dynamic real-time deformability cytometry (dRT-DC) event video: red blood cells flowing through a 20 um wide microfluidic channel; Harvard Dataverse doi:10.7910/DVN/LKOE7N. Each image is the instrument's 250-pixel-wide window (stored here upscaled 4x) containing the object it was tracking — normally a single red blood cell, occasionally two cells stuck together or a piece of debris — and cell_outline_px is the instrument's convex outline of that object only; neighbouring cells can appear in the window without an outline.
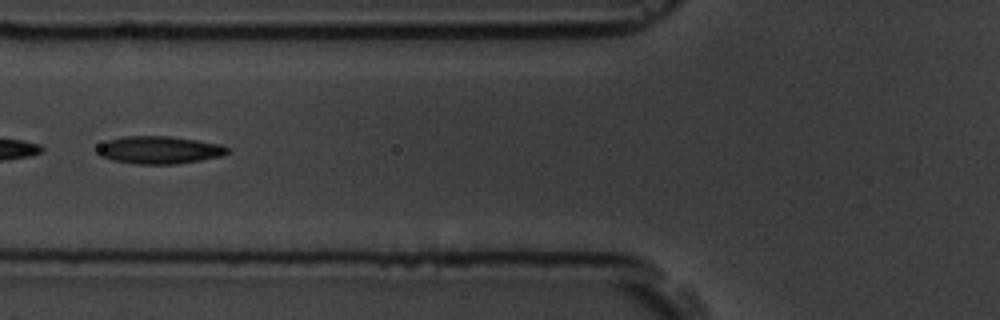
{"species": "common noctule bat (a hibernating species)", "species_latin": "Nyctalus noctula", "temperature_condition": "room temperature", "stored_images_in_passage": 8, "camera_frame_rate_fps": 3000, "um_per_image_px": 0.085, "animal": {"sex": "male", "body_mass_g": 19.5, "forearm_length_mm": 54.6}, "frame": {"image": 1, "passage_image": 3, "time_ms": 2.333, "image_size_px": [1000, 320], "cell_outline_px": [[228, 152], [224, 156], [176, 164], [136, 164], [112, 160], [100, 156], [96, 152], [96, 148], [100, 144], [108, 140], [124, 136], [168, 136], [196, 140], [220, 144], [228, 148]], "centroid_in_image_um": [13.51, 12.75], "position_along_channel_um": 112.3, "area_um2": 20.98}}
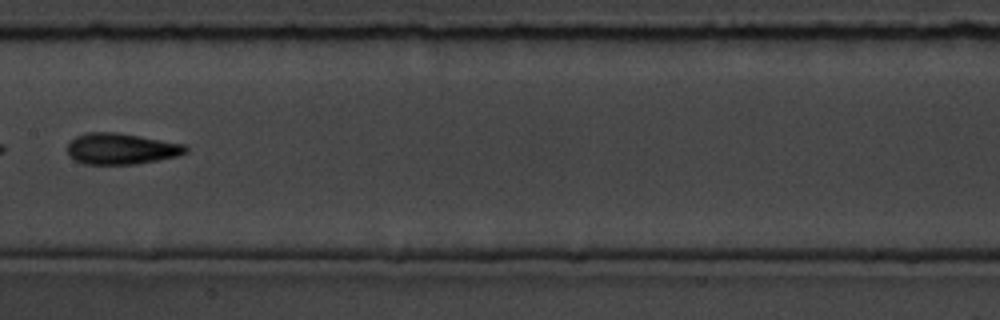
{"frame": {"image": 2, "passage_image": 5, "time_ms": 4.667, "image_size_px": [1000, 320], "cell_outline_px": [[188, 152], [176, 156], [136, 164], [84, 164], [68, 156], [68, 144], [76, 136], [88, 132], [116, 132], [188, 144]], "centroid_in_image_um": [10.33, 12.64], "position_along_channel_um": 197.1, "area_um2": 21.5}}
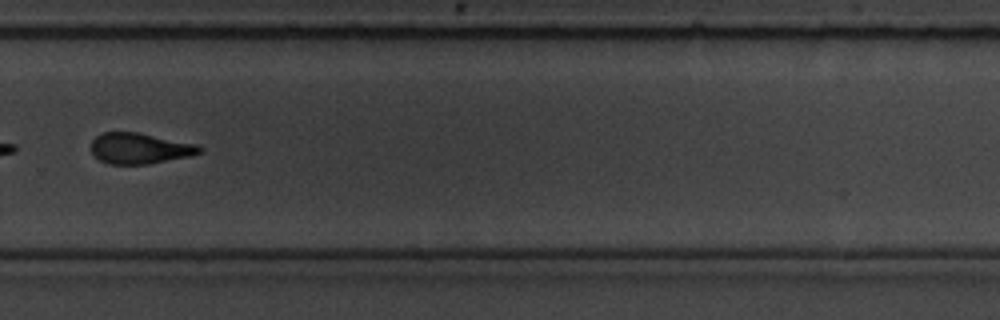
{"frame": {"image": 3, "passage_image": 8, "time_ms": 8.0, "image_size_px": [1000, 320], "cell_outline_px": [[204, 152], [192, 156], [148, 164], [108, 164], [100, 160], [92, 152], [92, 140], [100, 132], [136, 132], [196, 144], [204, 148]], "centroid_in_image_um": [11.91, 12.61], "position_along_channel_um": 317.9, "area_um2": 19.54}}